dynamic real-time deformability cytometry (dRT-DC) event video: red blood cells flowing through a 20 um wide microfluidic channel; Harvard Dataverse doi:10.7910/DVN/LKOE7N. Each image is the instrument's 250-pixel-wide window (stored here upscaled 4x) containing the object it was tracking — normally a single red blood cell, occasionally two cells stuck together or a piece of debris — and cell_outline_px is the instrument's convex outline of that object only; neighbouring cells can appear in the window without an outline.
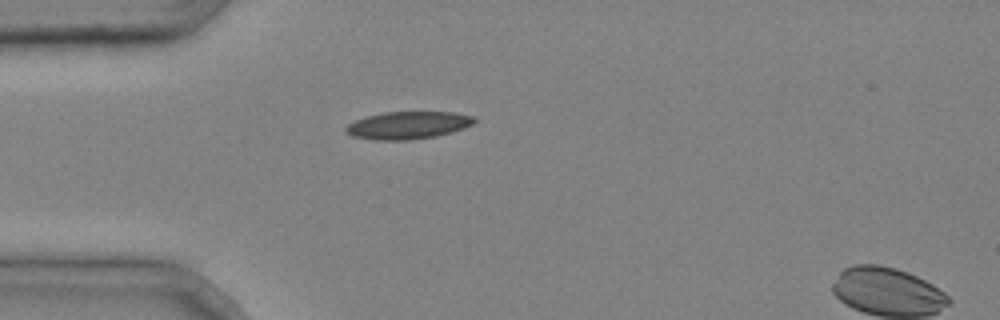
{"species": "common noctule bat (a hibernating species)", "species_latin": "Nyctalus noctula", "temperature_condition": "cold", "stored_images_in_passage": 2, "segment_of_instrument_passage": [1, 2], "camera_frame_rate_fps": 3000, "um_per_image_px": 0.085, "animal": {"sex": "male", "body_mass_g": 20.4}, "frame": {"image": 1, "passage_image": 1, "time_ms": 0.0, "image_size_px": [1000, 320], "cell_outline_px": [[476, 120], [472, 124], [464, 128], [452, 132], [436, 136], [412, 140], [372, 140], [352, 136], [344, 132], [344, 128], [348, 124], [356, 120], [368, 116], [384, 112], [452, 112], [472, 116]], "centroid_in_image_um": [34.64, 10.66], "position_along_channel_um": 50.4, "area_um2": 20.63}}